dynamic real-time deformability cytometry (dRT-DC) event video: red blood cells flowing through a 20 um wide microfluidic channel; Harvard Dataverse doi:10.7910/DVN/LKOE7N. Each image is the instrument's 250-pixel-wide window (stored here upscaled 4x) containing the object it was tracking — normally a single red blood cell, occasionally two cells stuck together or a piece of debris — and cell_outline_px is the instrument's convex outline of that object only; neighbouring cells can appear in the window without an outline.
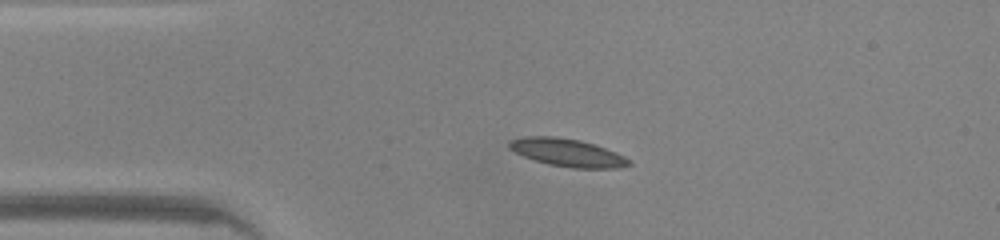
{"species": "common noctule bat (a hibernating species)", "species_latin": "Nyctalus noctula", "temperature_condition": "warm", "stored_images_in_passage": 39, "camera_frame_rate_fps": 3000, "um_per_image_px": 0.085, "animal": {"sex": "male", "body_mass_g": 20.0, "forearm_length_mm": 53.3}, "frame": {"image": 1, "passage_image": 1, "time_ms": 0.0, "image_size_px": [1000, 240], "cell_outline_px": [[632, 164], [620, 168], [572, 168], [548, 164], [524, 156], [508, 148], [508, 140], [524, 136], [556, 136], [580, 140], [616, 152], [632, 160]], "centroid_in_image_um": [48.23, 12.97], "position_along_channel_um": 36.8, "area_um2": 19.42}}
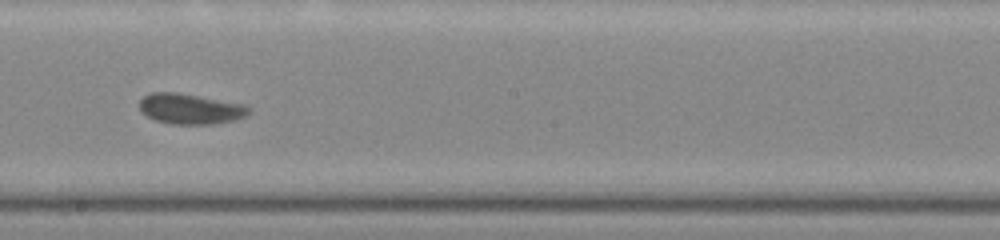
{"frame": {"image": 2, "passage_image": 17, "time_ms": 5.333, "image_size_px": [1000, 240], "cell_outline_px": [[252, 112], [244, 116], [232, 120], [212, 124], [172, 124], [156, 120], [148, 116], [140, 108], [140, 100], [144, 96], [152, 92], [176, 92], [244, 104], [252, 108]], "centroid_in_image_um": [16.2, 9.24], "position_along_channel_um": 232.0, "area_um2": 19.19}}
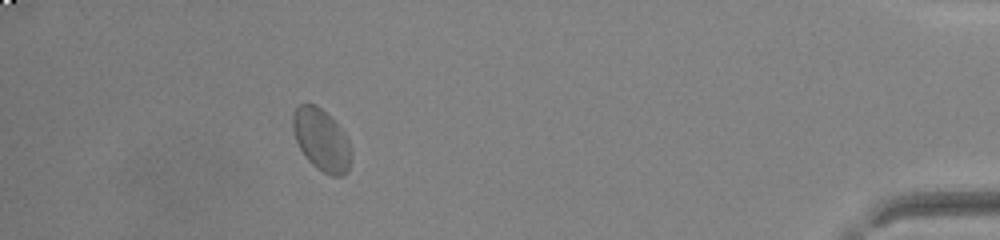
{"frame": {"image": 3, "passage_image": 34, "time_ms": 11.0, "image_size_px": [1000, 240], "cell_outline_px": [[352, 156], [348, 172], [344, 176], [332, 176], [316, 168], [308, 160], [300, 148], [296, 140], [292, 128], [292, 112], [300, 104], [316, 104], [340, 128], [348, 140], [352, 152]], "centroid_in_image_um": [27.32, 11.92], "position_along_channel_um": 407.9, "area_um2": 20.98}, "authors_computed_cell_mechanics": {"area_um2": 19.1896, "velocity_mm_per_s": 4.1779, "shape_relaxation_time_tau1_ms": 2.5341, "shape_relaxation_time_tau2_ms": 1.0995, "deformation_change_tau1": 0.0876, "deformation_change_tau2": 0.0534}}